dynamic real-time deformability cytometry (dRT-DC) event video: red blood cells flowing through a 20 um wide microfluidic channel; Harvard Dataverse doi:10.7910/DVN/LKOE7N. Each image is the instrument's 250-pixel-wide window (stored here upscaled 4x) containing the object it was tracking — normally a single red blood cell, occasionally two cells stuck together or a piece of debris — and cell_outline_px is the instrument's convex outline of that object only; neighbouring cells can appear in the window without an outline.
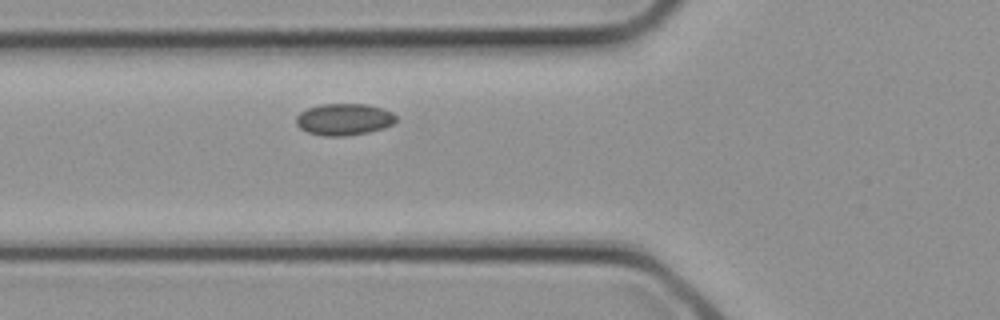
{"species": "common noctule bat (a hibernating species)", "species_latin": "Nyctalus noctula", "temperature_condition": "cold", "stored_images_in_passage": 15, "camera_frame_rate_fps": 3000, "um_per_image_px": 0.085, "animal": {"sex": "female", "body_mass_g": 21.9}, "frame": {"image": 1, "passage_image": 6, "time_ms": 1.667, "image_size_px": [1000, 320], "cell_outline_px": [[396, 120], [392, 124], [384, 128], [368, 132], [344, 136], [324, 136], [308, 132], [300, 128], [296, 124], [296, 116], [300, 112], [308, 108], [320, 104], [368, 104], [384, 108], [392, 112], [396, 116]], "centroid_in_image_um": [29.25, 10.14], "position_along_channel_um": 96.6, "area_um2": 18.55}}
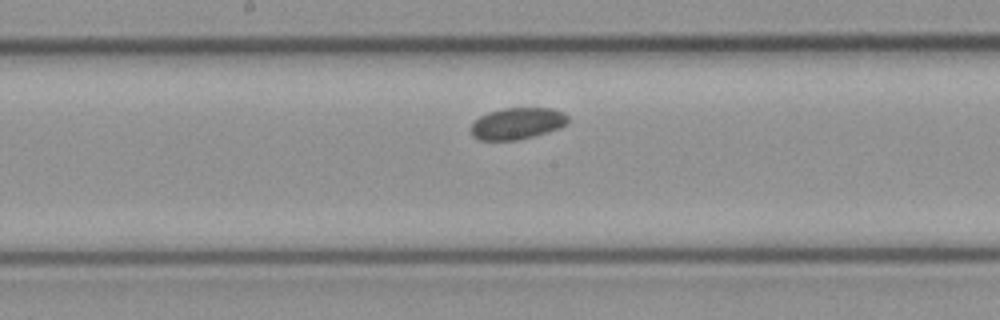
{"frame": {"image": 2, "passage_image": 11, "time_ms": 3.333, "image_size_px": [1000, 320], "cell_outline_px": [[568, 124], [560, 128], [532, 136], [516, 140], [480, 140], [472, 136], [472, 124], [480, 116], [488, 112], [504, 108], [552, 108], [564, 112], [568, 116]], "centroid_in_image_um": [43.99, 10.48], "position_along_channel_um": 204.2, "area_um2": 17.8}}
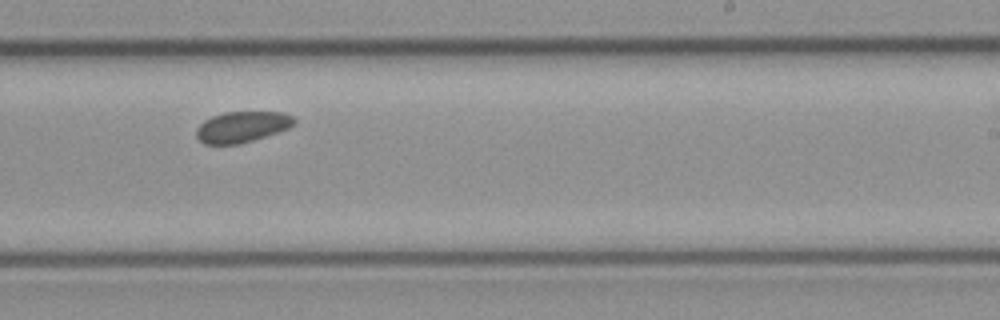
{"frame": {"image": 3, "passage_image": 14, "time_ms": 4.333, "image_size_px": [1000, 320], "cell_outline_px": [[296, 124], [288, 128], [252, 140], [236, 144], [204, 144], [196, 136], [196, 128], [204, 120], [212, 116], [224, 112], [284, 112], [292, 116], [296, 120]], "centroid_in_image_um": [20.56, 10.77], "position_along_channel_um": 268.4, "area_um2": 17.51}}